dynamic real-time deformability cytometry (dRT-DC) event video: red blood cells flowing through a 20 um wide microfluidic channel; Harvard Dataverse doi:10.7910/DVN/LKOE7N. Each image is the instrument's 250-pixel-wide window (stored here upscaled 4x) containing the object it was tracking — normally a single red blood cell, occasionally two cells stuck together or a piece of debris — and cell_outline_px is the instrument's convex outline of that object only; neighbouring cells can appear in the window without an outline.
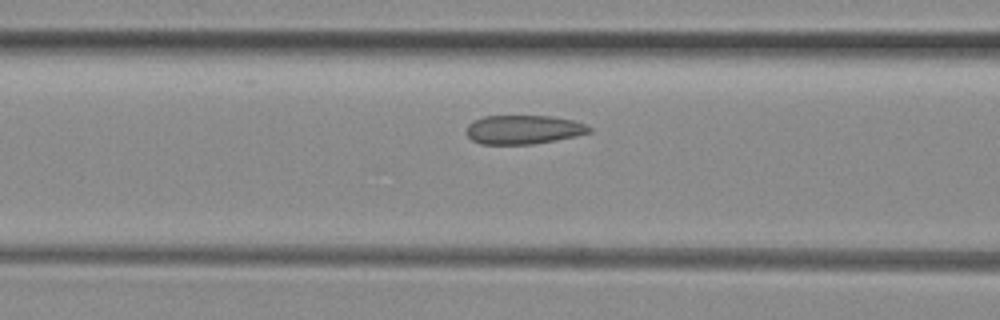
{"species": "common noctule bat (a hibernating species)", "species_latin": "Nyctalus noctula", "temperature_condition": "room temperature", "stored_images_in_passage": 29, "camera_frame_rate_fps": 3000, "um_per_image_px": 0.085, "animal": {"sex": "female", "body_mass_g": 29.2, "forearm_length_mm": 56.3}, "frame": {"image": 1, "passage_image": 7, "time_ms": 2.0, "image_size_px": [1000, 320], "cell_outline_px": [[592, 132], [576, 136], [556, 140], [532, 144], [480, 144], [472, 140], [464, 132], [468, 124], [472, 120], [484, 116], [552, 116], [572, 120], [584, 124], [592, 128]], "centroid_in_image_um": [44.46, 11.01], "position_along_channel_um": 122.1, "area_um2": 20.87}}
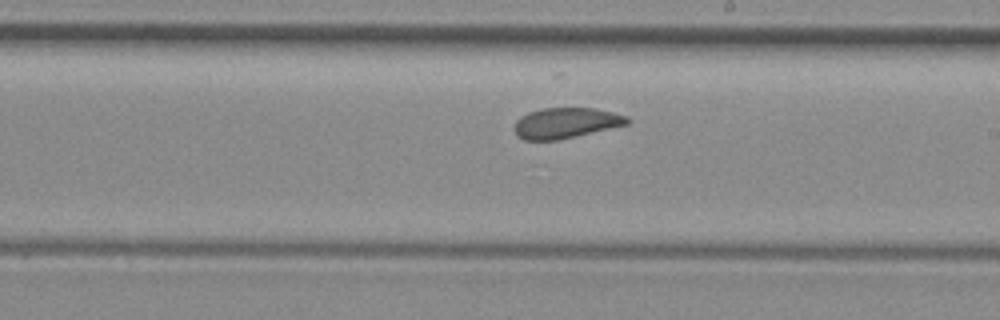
{"frame": {"image": 2, "passage_image": 16, "time_ms": 5.0, "image_size_px": [1000, 320], "cell_outline_px": [[632, 120], [628, 124], [556, 140], [524, 140], [516, 136], [516, 120], [520, 116], [528, 112], [540, 108], [596, 108], [628, 116]], "centroid_in_image_um": [48.1, 10.44], "position_along_channel_um": 240.9, "area_um2": 20.0}}
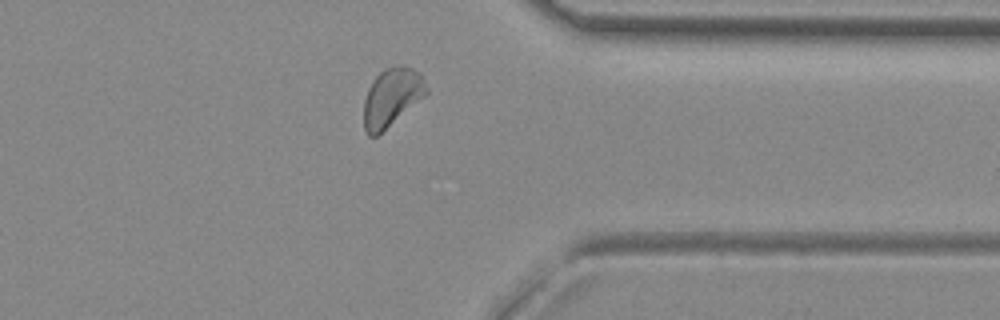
{"frame": {"image": 3, "passage_image": 27, "time_ms": 8.667, "image_size_px": [1000, 320], "cell_outline_px": [[428, 92], [424, 96], [376, 136], [368, 136], [364, 128], [364, 100], [368, 88], [376, 76], [384, 68], [404, 64], [420, 72], [428, 88]], "centroid_in_image_um": [33.29, 8.22], "position_along_channel_um": 378.1, "area_um2": 20.98}}